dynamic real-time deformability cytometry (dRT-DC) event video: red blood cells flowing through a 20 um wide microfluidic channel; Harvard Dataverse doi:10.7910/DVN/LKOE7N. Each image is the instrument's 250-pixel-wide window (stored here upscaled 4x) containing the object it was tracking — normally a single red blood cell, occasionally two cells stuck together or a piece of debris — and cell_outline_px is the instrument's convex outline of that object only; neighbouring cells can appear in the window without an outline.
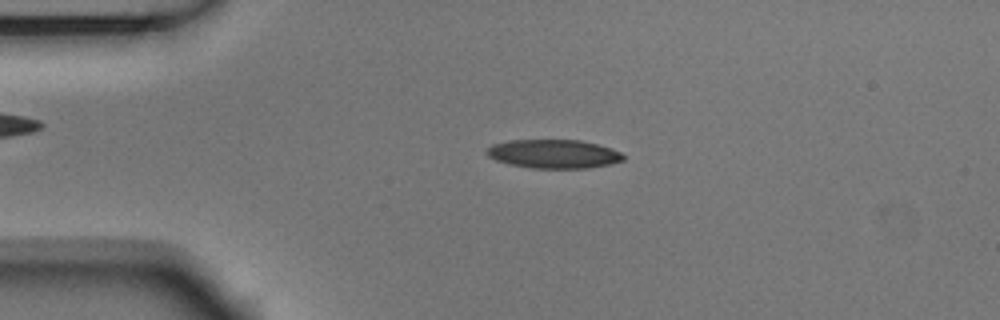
{"species": "Egyptian fruit bat (a non-hibernating species)", "species_latin": "Rousettus aegyptiacus", "temperature_condition": "room temperature", "stored_images_in_passage": 53, "camera_frame_rate_fps": 3000, "um_per_image_px": 0.085, "animal": {"sex": "male"}, "frame": {"image": 1, "passage_image": 11, "time_ms": 3.333, "image_size_px": [1000, 320], "cell_outline_px": [[624, 160], [612, 164], [588, 168], [532, 168], [508, 164], [496, 160], [488, 156], [484, 152], [492, 144], [508, 140], [580, 140], [612, 148], [620, 152], [624, 156]], "centroid_in_image_um": [47.05, 13.08], "position_along_channel_um": 37.9, "area_um2": 23.0}}
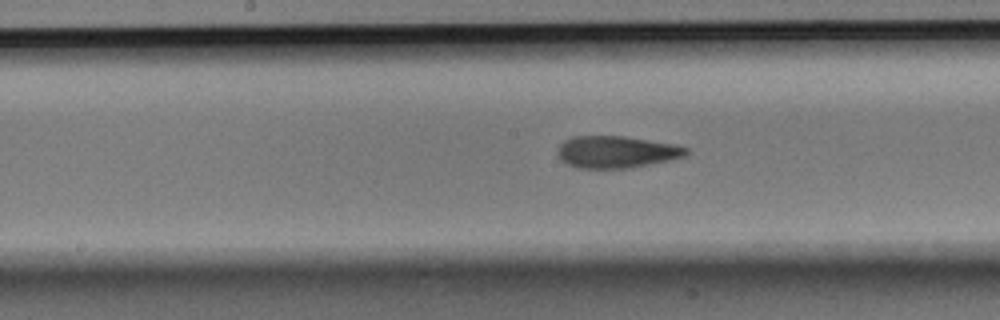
{"frame": {"image": 2, "passage_image": 26, "time_ms": 8.333, "image_size_px": [1000, 320], "cell_outline_px": [[688, 152], [684, 156], [668, 160], [628, 168], [576, 168], [560, 160], [560, 144], [564, 140], [572, 136], [624, 136], [680, 144], [688, 148]], "centroid_in_image_um": [52.43, 12.9], "position_along_channel_um": 195.8, "area_um2": 23.93}}
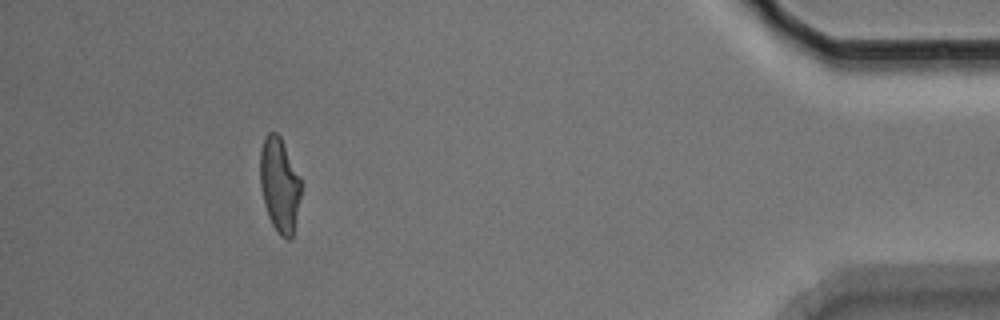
{"frame": {"image": 3, "passage_image": 48, "time_ms": 15.667, "image_size_px": [1000, 320], "cell_outline_px": [[300, 196], [292, 240], [288, 240], [280, 236], [272, 224], [268, 216], [264, 204], [260, 188], [260, 148], [264, 136], [268, 132], [276, 132], [280, 136], [300, 176]], "centroid_in_image_um": [23.74, 15.71], "position_along_channel_um": 411.5, "area_um2": 22.66}, "authors_computed_cell_mechanics": {"area_um2": 23.5824, "velocity_mm_per_s": 3.7505, "shape_relaxation_time_tau1_ms": 5.1435, "shape_relaxation_time_tau2_ms": 2.0472, "deformation_change_tau1": 0.169, "deformation_change_tau2": 0.1059}}